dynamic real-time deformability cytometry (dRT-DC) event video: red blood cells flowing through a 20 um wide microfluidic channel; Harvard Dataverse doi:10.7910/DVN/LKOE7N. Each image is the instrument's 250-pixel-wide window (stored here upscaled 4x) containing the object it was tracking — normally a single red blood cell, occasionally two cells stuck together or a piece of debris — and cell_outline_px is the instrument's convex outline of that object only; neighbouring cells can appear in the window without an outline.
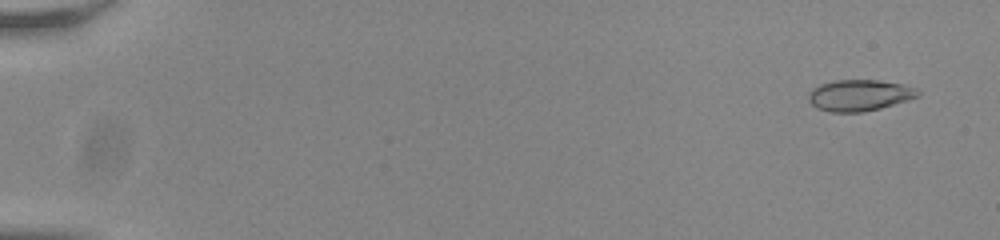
{"species": "common noctule bat (a hibernating species)", "species_latin": "Nyctalus noctula", "temperature_condition": "room temperature", "stored_images_in_passage": 56, "camera_frame_rate_fps": 3000, "um_per_image_px": 0.085, "animal": {"sex": "male", "body_mass_g": 20.0, "forearm_length_mm": 53.3}, "frame": {"image": 1, "passage_image": 4, "time_ms": 1.0, "image_size_px": [1000, 240], "cell_outline_px": [[920, 96], [908, 100], [880, 108], [860, 112], [828, 112], [816, 108], [808, 100], [808, 92], [812, 88], [820, 84], [836, 80], [880, 80], [904, 84], [916, 88], [920, 92]], "centroid_in_image_um": [73.04, 8.09], "position_along_channel_um": 12.0, "area_um2": 20.11}}
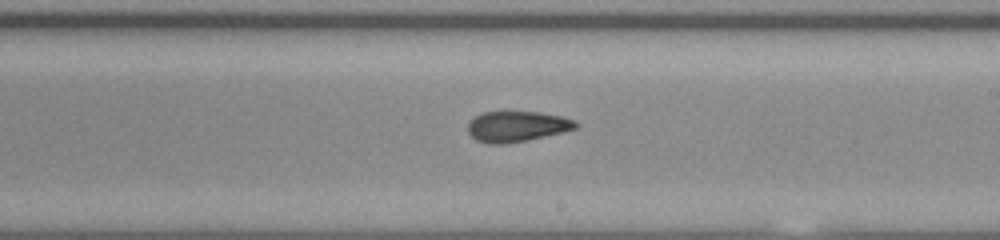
{"frame": {"image": 2, "passage_image": 35, "time_ms": 11.333, "image_size_px": [1000, 240], "cell_outline_px": [[580, 124], [576, 128], [564, 132], [528, 140], [504, 144], [488, 144], [476, 140], [468, 132], [468, 124], [480, 112], [540, 112], [560, 116], [576, 120]], "centroid_in_image_um": [43.96, 10.75], "position_along_channel_um": 245.0, "area_um2": 19.31}}
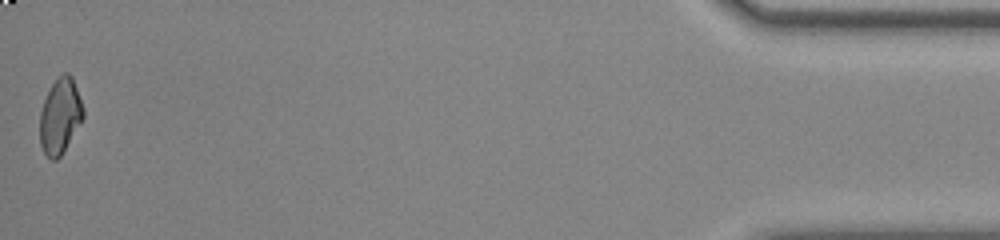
{"frame": {"image": 3, "passage_image": 56, "time_ms": 18.333, "image_size_px": [1000, 240], "cell_outline_px": [[84, 116], [60, 156], [56, 160], [52, 160], [44, 152], [40, 144], [40, 112], [44, 100], [56, 76], [64, 72], [68, 72], [72, 76], [84, 108]], "centroid_in_image_um": [5.1, 9.82], "position_along_channel_um": 430.1, "area_um2": 18.9}, "authors_computed_cell_mechanics": {"area_um2": 19.7676, "velocity_mm_per_s": 3.8329, "shape_relaxation_time_tau1_ms": null, "shape_relaxation_time_tau2_ms": 1.8441, "deformation_change_tau1": null, "deformation_change_tau2": 0.0627}}